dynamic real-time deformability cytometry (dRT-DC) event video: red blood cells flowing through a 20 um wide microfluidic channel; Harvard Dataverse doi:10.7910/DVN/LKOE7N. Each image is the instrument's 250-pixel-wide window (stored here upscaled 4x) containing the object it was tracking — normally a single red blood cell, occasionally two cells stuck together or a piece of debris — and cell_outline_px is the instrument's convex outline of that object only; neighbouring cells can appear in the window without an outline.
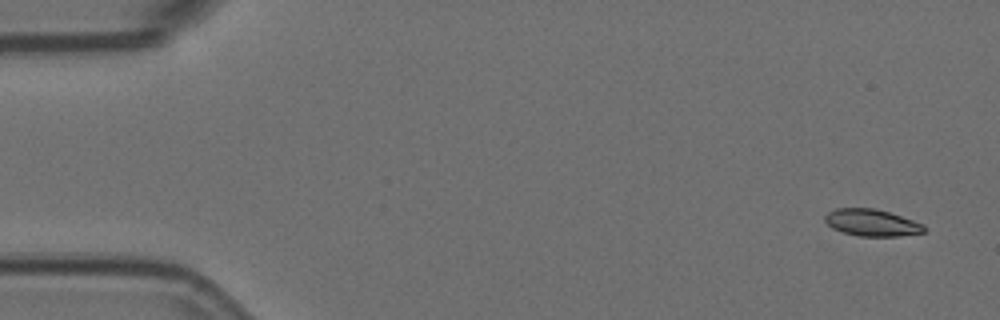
{"species": "Egyptian fruit bat (a non-hibernating species)", "species_latin": "Rousettus aegyptiacus", "temperature_condition": "room temperature", "stored_images_in_passage": 4, "camera_frame_rate_fps": 3000, "um_per_image_px": 0.085, "animal": {"sex": "female"}, "frame": {"image": 1, "passage_image": 1, "time_ms": 0.0, "image_size_px": [1000, 320], "cell_outline_px": [[924, 232], [900, 236], [860, 236], [844, 232], [832, 228], [824, 220], [824, 216], [828, 212], [836, 208], [876, 208], [924, 224]], "centroid_in_image_um": [74.08, 18.92], "position_along_channel_um": 10.9, "area_um2": 15.37}}
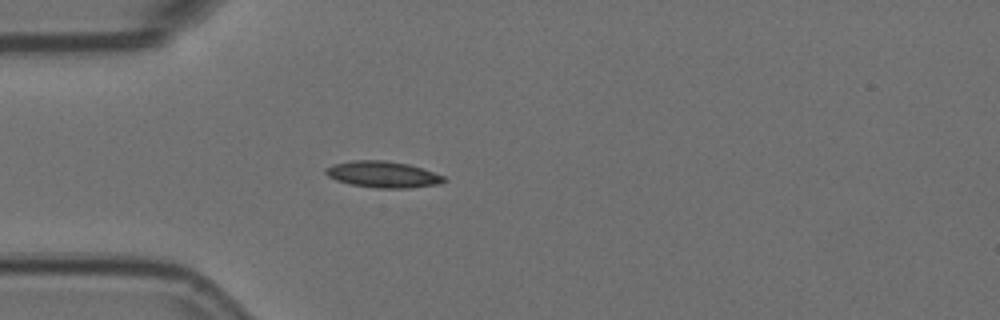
{"frame": {"image": 2, "passage_image": 4, "time_ms": 1.0, "image_size_px": [1000, 320], "cell_outline_px": [[448, 180], [440, 184], [408, 188], [376, 188], [352, 184], [336, 180], [328, 176], [324, 172], [324, 168], [332, 164], [352, 160], [384, 160], [408, 164], [444, 176]], "centroid_in_image_um": [32.52, 14.82], "position_along_channel_um": 52.5, "area_um2": 18.15}}